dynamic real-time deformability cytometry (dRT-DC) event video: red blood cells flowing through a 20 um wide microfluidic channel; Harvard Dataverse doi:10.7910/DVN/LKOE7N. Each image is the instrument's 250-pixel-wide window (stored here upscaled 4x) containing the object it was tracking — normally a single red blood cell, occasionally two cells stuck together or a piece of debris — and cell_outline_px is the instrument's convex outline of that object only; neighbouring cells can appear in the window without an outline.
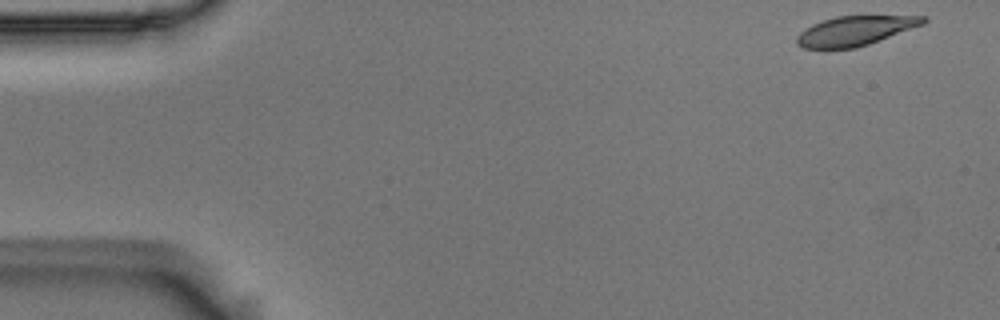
{"species": "Egyptian fruit bat (a non-hibernating species)", "species_latin": "Rousettus aegyptiacus", "temperature_condition": "room temperature", "stored_images_in_passage": 52, "camera_frame_rate_fps": 3000, "um_per_image_px": 0.085, "animal": {"sex": "male"}, "frame": {"image": 1, "passage_image": 1, "time_ms": 0.0, "image_size_px": [1000, 320], "cell_outline_px": [[928, 20], [924, 24], [868, 44], [852, 48], [804, 48], [796, 44], [796, 36], [804, 28], [812, 24], [836, 16], [928, 16]], "centroid_in_image_um": [72.67, 2.61], "position_along_channel_um": 12.3, "area_um2": 21.56}}
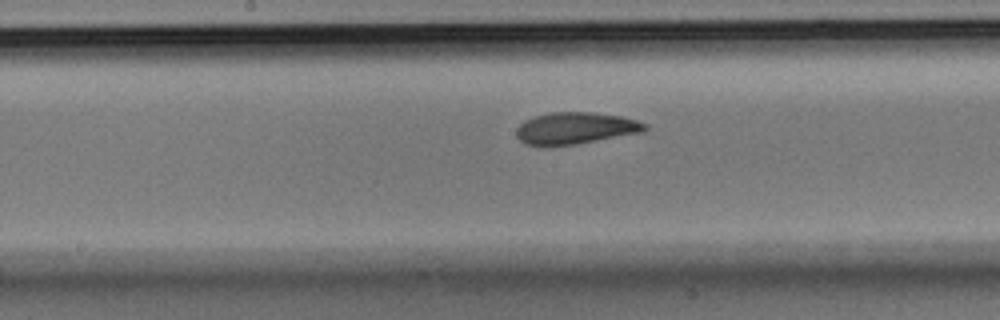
{"frame": {"image": 2, "passage_image": 26, "time_ms": 8.333, "image_size_px": [1000, 320], "cell_outline_px": [[648, 128], [644, 132], [576, 144], [524, 144], [516, 136], [516, 128], [524, 120], [548, 112], [592, 112], [620, 116], [636, 120], [648, 124]], "centroid_in_image_um": [48.94, 10.87], "position_along_channel_um": 199.3, "area_um2": 23.58}}
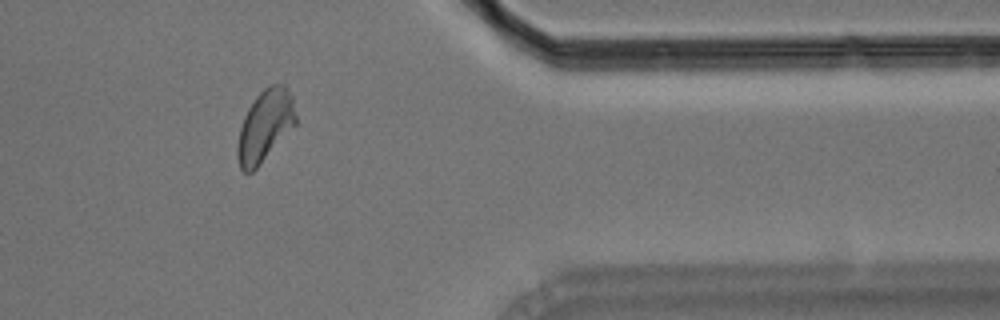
{"frame": {"image": 3, "passage_image": 43, "time_ms": 14.0, "image_size_px": [1000, 320], "cell_outline_px": [[296, 124], [256, 168], [252, 172], [244, 172], [240, 168], [236, 156], [236, 148], [240, 128], [244, 116], [248, 108], [256, 96], [268, 84], [284, 84], [288, 88], [292, 96], [296, 116]], "centroid_in_image_um": [22.51, 10.67], "position_along_channel_um": 388.9, "area_um2": 24.28}, "authors_computed_cell_mechanics": {"area_um2": 23.7558, "velocity_mm_per_s": 3.6793, "shape_relaxation_time_tau1_ms": 5.3582, "shape_relaxation_time_tau2_ms": 2.154, "deformation_change_tau1": 0.1482, "deformation_change_tau2": 0.0908}}